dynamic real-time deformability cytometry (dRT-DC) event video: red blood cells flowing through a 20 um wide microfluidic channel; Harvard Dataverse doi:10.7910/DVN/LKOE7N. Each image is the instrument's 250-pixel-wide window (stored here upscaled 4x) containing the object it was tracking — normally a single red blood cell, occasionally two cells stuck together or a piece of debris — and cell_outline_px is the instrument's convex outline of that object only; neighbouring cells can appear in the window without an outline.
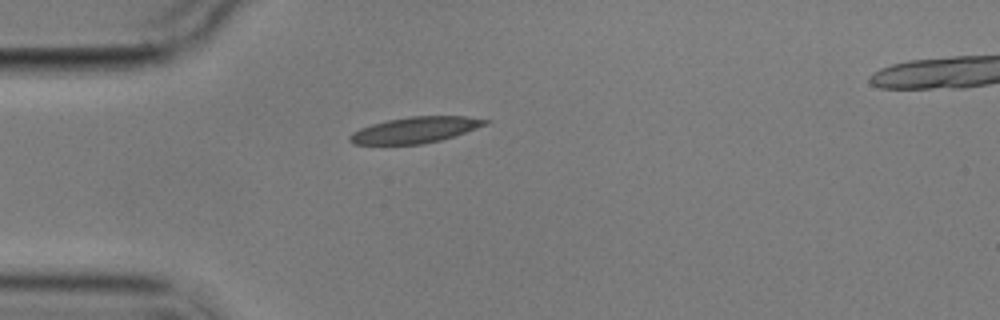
{"species": "common noctule bat (a hibernating species)", "species_latin": "Nyctalus noctula", "temperature_condition": "cold", "stored_images_in_passage": 2, "camera_frame_rate_fps": 3000, "um_per_image_px": 0.085, "animal": {"sex": "male", "body_mass_g": 17.9}, "frame": {"image": 1, "passage_image": 1, "time_ms": 0.0, "image_size_px": [1000, 320], "cell_outline_px": [[492, 120], [488, 124], [440, 140], [424, 144], [352, 144], [348, 140], [348, 136], [352, 132], [360, 128], [372, 124], [388, 120], [412, 116], [464, 116]], "centroid_in_image_um": [35.27, 11.04], "position_along_channel_um": 49.7, "area_um2": 20.4}}